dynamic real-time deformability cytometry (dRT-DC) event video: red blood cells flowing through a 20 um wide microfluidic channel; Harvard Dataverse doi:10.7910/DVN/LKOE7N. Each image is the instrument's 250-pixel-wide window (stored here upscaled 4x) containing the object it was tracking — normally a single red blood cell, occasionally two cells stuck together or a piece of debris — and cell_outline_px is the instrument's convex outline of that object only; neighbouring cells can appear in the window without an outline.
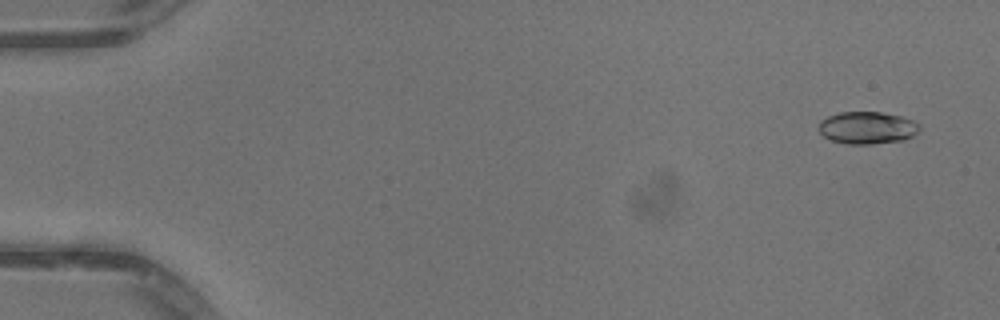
{"species": "common noctule bat (a hibernating species)", "species_latin": "Nyctalus noctula", "temperature_condition": "warm", "stored_images_in_passage": 51, "camera_frame_rate_fps": 3000, "um_per_image_px": 0.085, "animal": {"sex": "male", "body_mass_g": 13.3}, "frame": {"image": 1, "passage_image": 3, "time_ms": 0.667, "image_size_px": [1000, 320], "cell_outline_px": [[920, 128], [912, 136], [904, 140], [872, 144], [844, 144], [832, 140], [824, 136], [816, 128], [820, 120], [828, 116], [840, 112], [880, 112], [900, 116], [912, 120], [920, 124]], "centroid_in_image_um": [73.68, 10.86], "position_along_channel_um": 11.3, "area_um2": 19.07}}
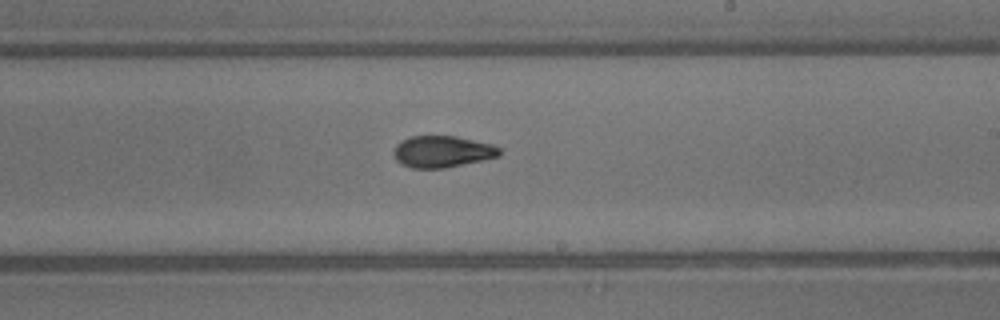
{"frame": {"image": 2, "passage_image": 31, "time_ms": 10.0, "image_size_px": [1000, 320], "cell_outline_px": [[500, 156], [444, 168], [412, 168], [400, 164], [396, 160], [396, 144], [412, 136], [456, 136], [492, 144], [500, 148]], "centroid_in_image_um": [37.62, 12.89], "position_along_channel_um": 251.4, "area_um2": 19.19}}
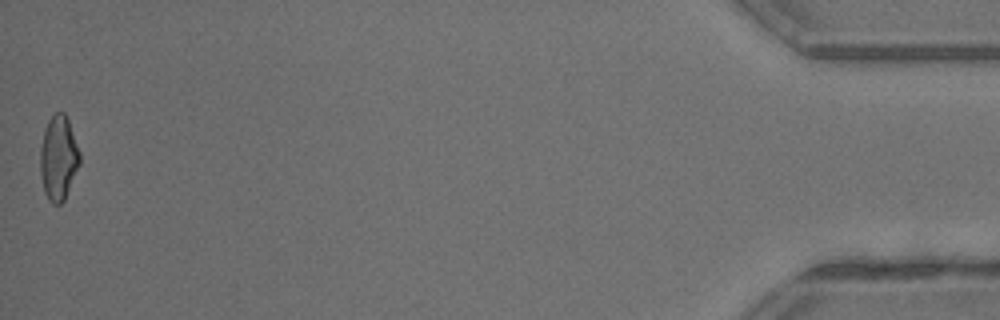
{"frame": {"image": 3, "passage_image": 51, "time_ms": 16.667, "image_size_px": [1000, 320], "cell_outline_px": [[80, 164], [64, 200], [60, 204], [52, 204], [48, 200], [44, 192], [40, 176], [40, 148], [44, 128], [48, 120], [56, 112], [64, 112], [68, 120], [80, 152]], "centroid_in_image_um": [4.95, 13.44], "position_along_channel_um": 430.2, "area_um2": 19.59}, "authors_computed_cell_mechanics": {"area_um2": 19.4208, "velocity_mm_per_s": 4.1217, "shape_relaxation_time_tau1_ms": 6.8835, "shape_relaxation_time_tau2_ms": 2.1353, "deformation_change_tau1": 0.1865, "deformation_change_tau2": 0.0713}}